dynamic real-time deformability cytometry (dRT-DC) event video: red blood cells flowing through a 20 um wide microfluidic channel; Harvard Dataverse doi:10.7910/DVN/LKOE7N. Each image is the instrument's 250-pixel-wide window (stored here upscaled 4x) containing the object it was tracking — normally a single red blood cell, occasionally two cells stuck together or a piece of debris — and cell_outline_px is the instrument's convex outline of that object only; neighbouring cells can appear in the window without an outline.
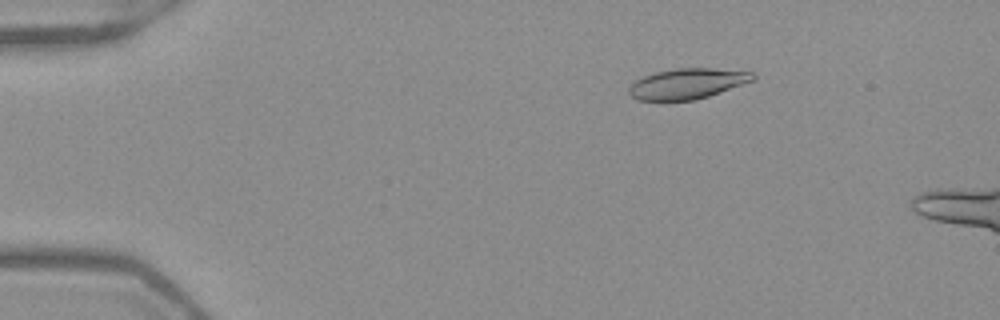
{"species": "Egyptian fruit bat (a non-hibernating species)", "species_latin": "Rousettus aegyptiacus", "temperature_condition": "warm", "stored_images_in_passage": 15, "camera_frame_rate_fps": 3000, "um_per_image_px": 0.085, "frame": {"image": 1, "passage_image": 9, "time_ms": 2.667, "image_size_px": [1000, 320], "cell_outline_px": [[756, 76], [752, 80], [720, 92], [696, 100], [636, 100], [628, 92], [628, 88], [636, 80], [644, 76], [656, 72], [676, 68], [712, 68], [752, 72]], "centroid_in_image_um": [58.39, 7.11], "position_along_channel_um": 26.6, "area_um2": 21.73}}